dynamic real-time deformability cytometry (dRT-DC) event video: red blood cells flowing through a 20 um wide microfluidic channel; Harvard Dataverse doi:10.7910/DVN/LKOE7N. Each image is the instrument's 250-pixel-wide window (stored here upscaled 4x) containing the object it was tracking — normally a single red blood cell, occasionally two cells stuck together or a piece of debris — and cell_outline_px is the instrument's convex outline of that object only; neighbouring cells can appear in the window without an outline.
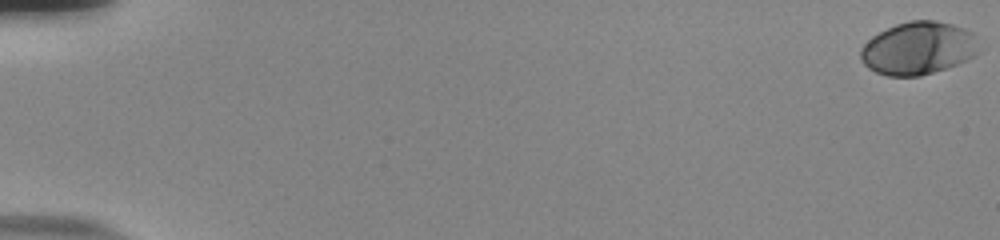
{"species": "human", "species_latin": "Homo sapiens", "temperature_condition": "room temperature", "stored_images_in_passage": 19, "camera_frame_rate_fps": 3000, "um_per_image_px": 0.085, "donor": {"sex": "male"}, "frame": {"image": 1, "passage_image": 1, "time_ms": 0.0, "image_size_px": [1000, 240], "cell_outline_px": [[976, 56], [968, 60], [920, 76], [888, 76], [876, 72], [868, 68], [860, 60], [860, 48], [872, 36], [896, 24], [908, 20], [936, 20], [952, 24], [964, 28], [972, 32], [976, 52]], "centroid_in_image_um": [77.99, 4.1], "position_along_channel_um": 7.0, "area_um2": 36.13}}
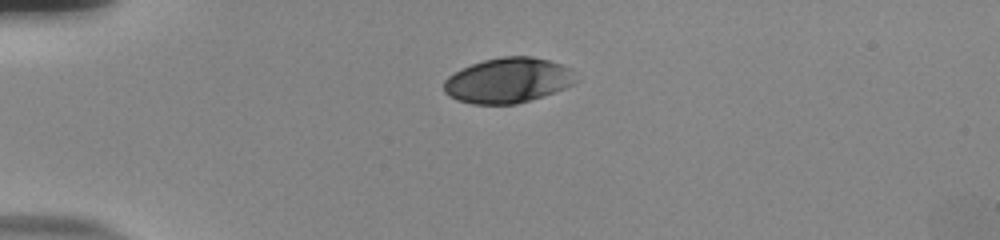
{"frame": {"image": 2, "passage_image": 16, "time_ms": 5.0, "image_size_px": [1000, 240], "cell_outline_px": [[580, 80], [564, 88], [516, 104], [472, 104], [456, 100], [448, 96], [444, 92], [444, 80], [448, 76], [460, 68], [484, 60], [500, 56], [532, 56], [548, 60], [572, 68]], "centroid_in_image_um": [43.17, 6.82], "position_along_channel_um": 41.8, "area_um2": 34.91}}